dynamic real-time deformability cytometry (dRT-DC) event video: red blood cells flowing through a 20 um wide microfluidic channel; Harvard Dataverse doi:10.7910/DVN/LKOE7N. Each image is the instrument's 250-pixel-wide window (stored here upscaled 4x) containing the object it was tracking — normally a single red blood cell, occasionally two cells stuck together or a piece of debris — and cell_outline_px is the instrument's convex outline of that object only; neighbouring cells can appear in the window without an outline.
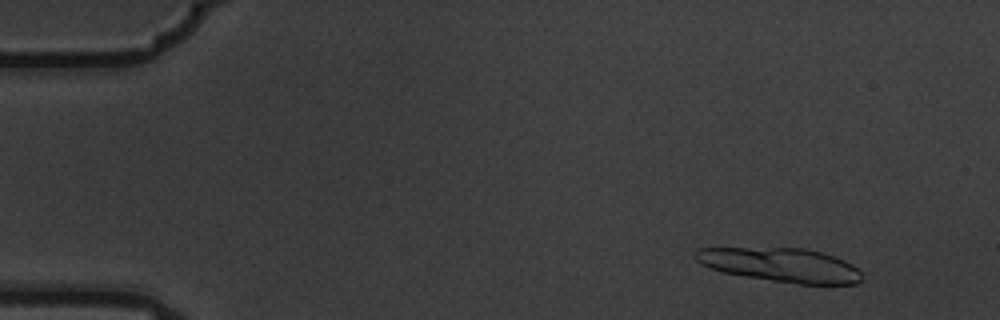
{"species": "common noctule bat (a hibernating species)", "species_latin": "Nyctalus noctula", "temperature_condition": "warm", "stored_images_in_passage": 8, "camera_frame_rate_fps": 3000, "um_per_image_px": 0.085, "animal": {"sex": "male", "body_mass_g": 19.5, "forearm_length_mm": 54.6}, "frame": {"image": 1, "passage_image": 1, "time_ms": 0.0, "image_size_px": [1000, 320], "cell_outline_px": [[860, 280], [856, 284], [800, 284], [744, 276], [724, 272], [700, 264], [692, 256], [692, 252], [696, 248], [804, 248], [820, 252], [844, 260], [852, 264], [860, 272]], "centroid_in_image_um": [66.31, 22.51], "position_along_channel_um": 18.7, "area_um2": 32.77}}
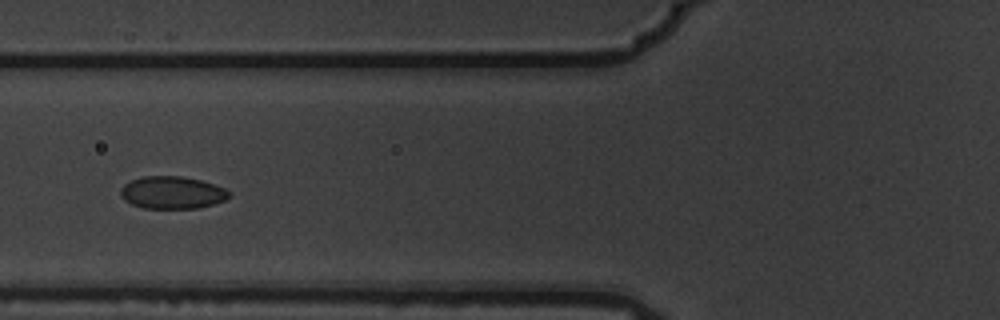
{"frame": {"image": 2, "passage_image": 6, "time_ms": 1.667, "image_size_px": [1000, 320], "cell_outline_px": [[232, 192], [224, 200], [200, 208], [144, 208], [132, 204], [124, 200], [120, 196], [120, 188], [124, 184], [132, 180], [144, 176], [180, 176], [200, 180], [224, 188]], "centroid_in_image_um": [14.6, 16.37], "position_along_channel_um": 111.2, "area_um2": 20.4}}
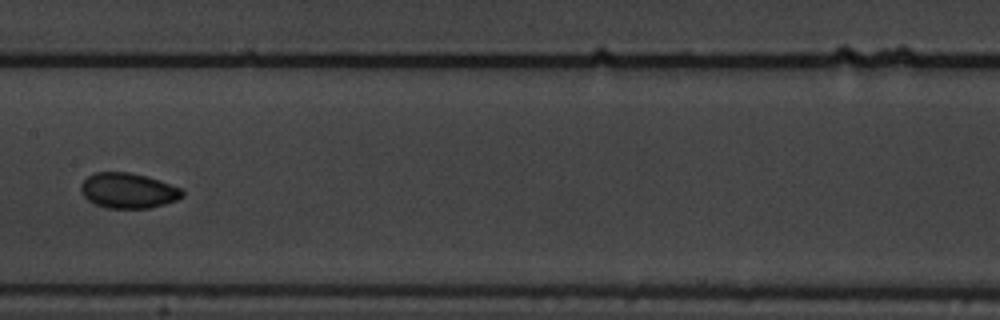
{"frame": {"image": 3, "passage_image": 8, "time_ms": 2.333, "image_size_px": [1000, 320], "cell_outline_px": [[184, 196], [176, 200], [164, 204], [148, 208], [108, 208], [96, 204], [88, 200], [80, 192], [80, 184], [88, 176], [96, 172], [128, 172], [144, 176], [180, 188], [184, 192]], "centroid_in_image_um": [10.85, 16.21], "position_along_channel_um": 196.5, "area_um2": 20.58}}